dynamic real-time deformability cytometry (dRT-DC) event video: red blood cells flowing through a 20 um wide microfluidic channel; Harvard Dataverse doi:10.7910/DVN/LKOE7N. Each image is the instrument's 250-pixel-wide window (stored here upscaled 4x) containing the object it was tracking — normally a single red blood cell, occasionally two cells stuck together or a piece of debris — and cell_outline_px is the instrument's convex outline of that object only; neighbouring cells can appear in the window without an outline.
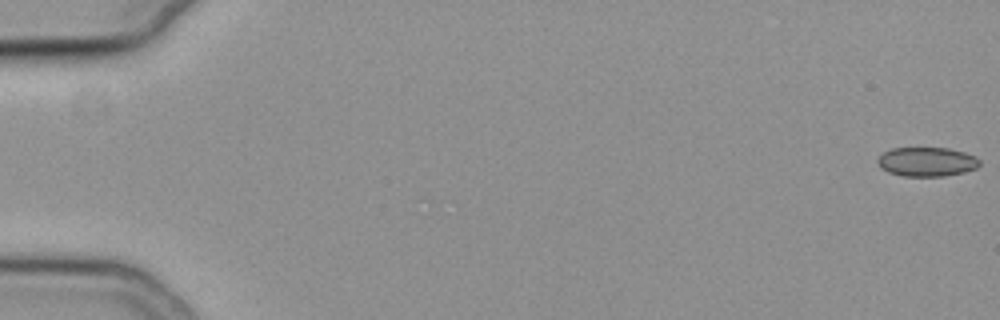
{"species": "common noctule bat (a hibernating species)", "species_latin": "Nyctalus noctula", "temperature_condition": "cold", "stored_images_in_passage": 57, "camera_frame_rate_fps": 3000, "um_per_image_px": 0.085, "animal": {"sex": "female", "body_mass_g": 19.3, "forearm_length_mm": 54.1}, "frame": {"image": 1, "passage_image": 1, "time_ms": 0.0, "image_size_px": [1000, 320], "cell_outline_px": [[980, 164], [976, 168], [964, 172], [944, 176], [904, 176], [888, 172], [880, 168], [876, 160], [884, 152], [892, 148], [948, 148], [964, 152], [976, 156], [980, 160]], "centroid_in_image_um": [78.78, 13.75], "position_along_channel_um": 6.2, "area_um2": 17.4}}
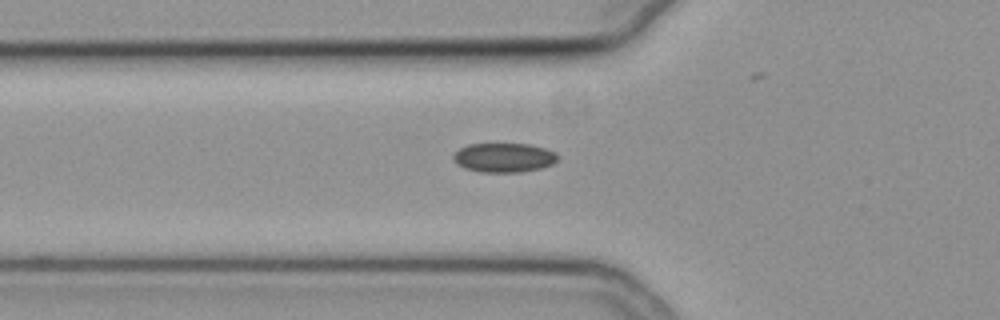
{"frame": {"image": 2, "passage_image": 21, "time_ms": 6.667, "image_size_px": [1000, 320], "cell_outline_px": [[560, 156], [552, 164], [540, 168], [520, 172], [480, 172], [464, 168], [456, 164], [452, 160], [452, 156], [460, 148], [468, 144], [528, 144], [544, 148], [556, 152]], "centroid_in_image_um": [42.81, 13.4], "position_along_channel_um": 83.0, "area_um2": 17.86}}
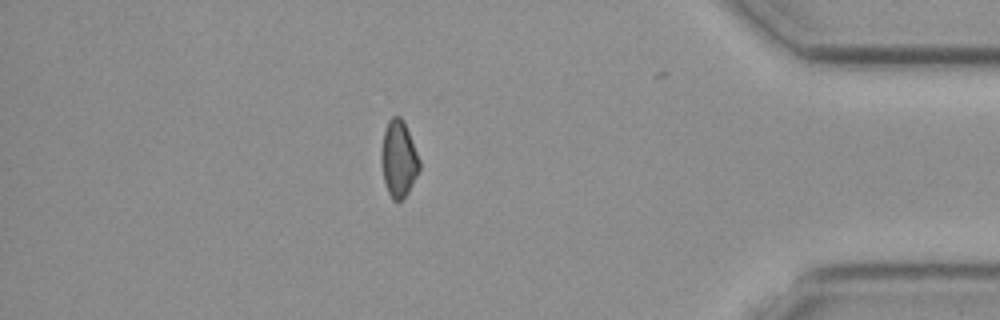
{"frame": {"image": 3, "passage_image": 49, "time_ms": 16.0, "image_size_px": [1000, 320], "cell_outline_px": [[420, 168], [404, 200], [392, 200], [388, 192], [384, 180], [380, 160], [380, 152], [384, 132], [388, 120], [392, 116], [400, 116], [404, 120], [420, 160]], "centroid_in_image_um": [33.87, 13.49], "position_along_channel_um": 401.3, "area_um2": 17.11}}